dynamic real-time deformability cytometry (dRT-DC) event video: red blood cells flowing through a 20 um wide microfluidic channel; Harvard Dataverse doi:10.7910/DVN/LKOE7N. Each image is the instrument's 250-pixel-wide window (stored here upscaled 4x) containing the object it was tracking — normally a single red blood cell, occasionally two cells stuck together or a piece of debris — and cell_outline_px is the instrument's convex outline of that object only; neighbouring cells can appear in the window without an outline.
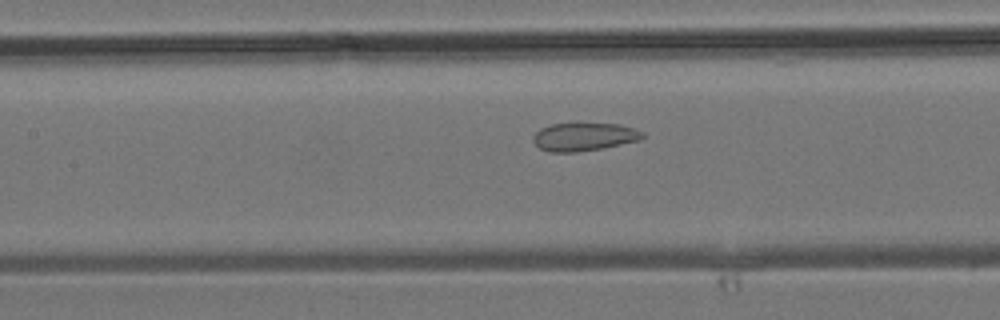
{"species": "common noctule bat (a hibernating species)", "species_latin": "Nyctalus noctula", "temperature_condition": "room temperature", "stored_images_in_passage": 41, "camera_frame_rate_fps": 3000, "um_per_image_px": 0.085, "animal": {"sex": "male", "body_mass_g": 19.2, "forearm_length_mm": 51.8}, "frame": {"image": 1, "passage_image": 18, "time_ms": 5.667, "image_size_px": [1000, 320], "cell_outline_px": [[644, 136], [640, 140], [604, 148], [576, 152], [548, 152], [540, 148], [532, 140], [532, 136], [540, 128], [552, 124], [576, 120], [620, 124], [644, 132]], "centroid_in_image_um": [49.63, 11.57], "position_along_channel_um": 157.8, "area_um2": 18.84}}
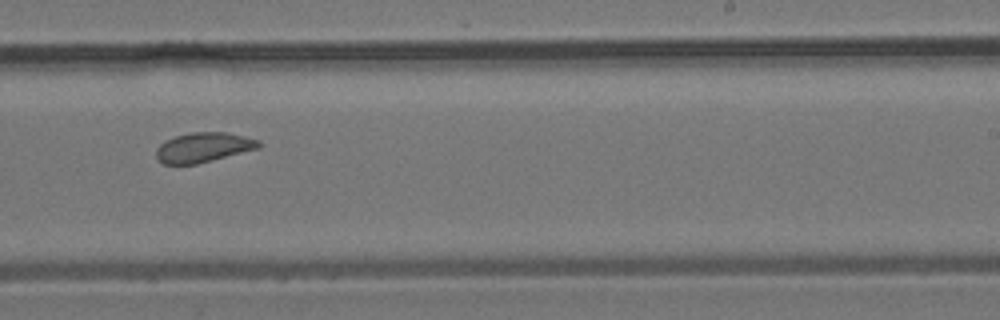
{"frame": {"image": 2, "passage_image": 25, "time_ms": 8.0, "image_size_px": [1000, 320], "cell_outline_px": [[260, 148], [196, 164], [164, 164], [156, 156], [156, 148], [164, 140], [176, 136], [192, 132], [224, 132], [244, 136], [260, 140]], "centroid_in_image_um": [17.29, 12.52], "position_along_channel_um": 271.7, "area_um2": 17.69}}
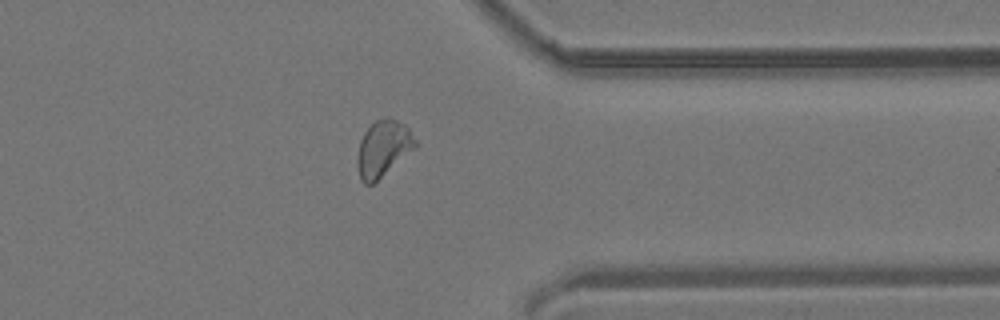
{"frame": {"image": 3, "passage_image": 32, "time_ms": 10.333, "image_size_px": [1000, 320], "cell_outline_px": [[420, 144], [416, 148], [372, 184], [364, 184], [360, 180], [356, 160], [360, 140], [364, 132], [376, 120], [384, 116], [388, 116], [404, 124], [408, 128]], "centroid_in_image_um": [32.58, 12.6], "position_along_channel_um": 378.8, "area_um2": 19.13}}